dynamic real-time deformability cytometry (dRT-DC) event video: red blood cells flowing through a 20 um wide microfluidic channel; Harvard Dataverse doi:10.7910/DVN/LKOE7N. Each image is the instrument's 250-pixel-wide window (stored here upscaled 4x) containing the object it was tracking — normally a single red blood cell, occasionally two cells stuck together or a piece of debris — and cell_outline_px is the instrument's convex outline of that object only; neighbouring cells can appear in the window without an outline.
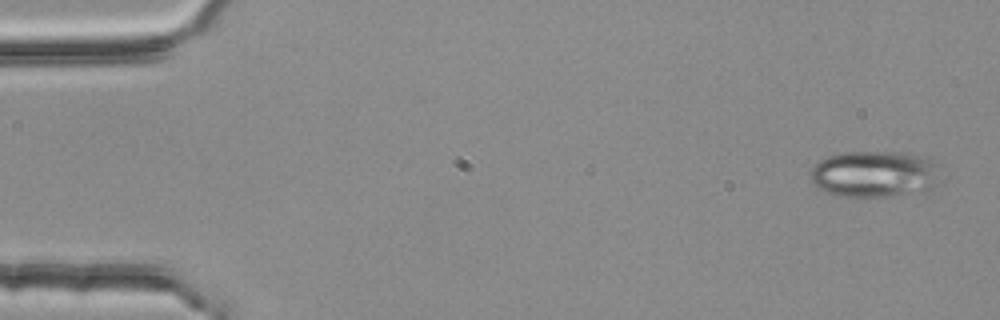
{"species": "common noctule bat (a hibernating species)", "species_latin": "Nyctalus noctula", "temperature_condition": "room temperature", "stored_images_in_passage": 2, "camera_frame_rate_fps": 3000, "um_per_image_px": 0.085, "animal": {"sex": "female", "body_mass_g": 25.1}, "frame": {"image": 1, "passage_image": 1, "time_ms": 0.0, "image_size_px": [1000, 320], "cell_outline_px": [[944, 184], [928, 196], [836, 196], [816, 188], [812, 184], [808, 172], [820, 160], [828, 156], [844, 152], [908, 152], [928, 156], [936, 160]], "centroid_in_image_um": [74.54, 14.83], "position_along_channel_um": 10.5, "area_um2": 37.57}}